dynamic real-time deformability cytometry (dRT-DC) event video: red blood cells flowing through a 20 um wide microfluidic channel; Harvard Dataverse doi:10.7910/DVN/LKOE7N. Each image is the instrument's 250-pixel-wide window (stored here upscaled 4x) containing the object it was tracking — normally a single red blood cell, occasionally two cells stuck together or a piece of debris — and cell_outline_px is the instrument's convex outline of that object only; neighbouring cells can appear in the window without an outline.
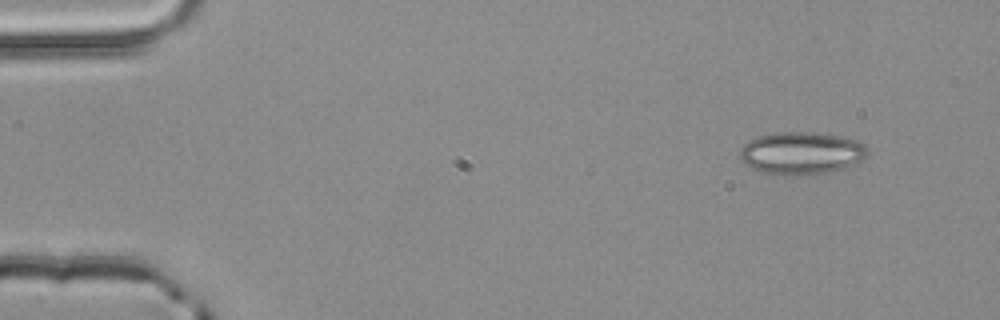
{"species": "common noctule bat (a hibernating species)", "species_latin": "Nyctalus noctula", "temperature_condition": "room temperature", "stored_images_in_passage": 3, "camera_frame_rate_fps": 3000, "um_per_image_px": 0.085, "animal": {"sex": "male", "body_mass_g": 20.4}, "frame": {"image": 1, "passage_image": 1, "time_ms": 0.0, "image_size_px": [1000, 320], "cell_outline_px": [[868, 152], [856, 164], [844, 168], [828, 172], [800, 176], [788, 176], [764, 172], [752, 168], [744, 164], [740, 160], [740, 148], [748, 140], [756, 136], [776, 132], [812, 132], [840, 136], [856, 140], [864, 144], [868, 148]], "centroid_in_image_um": [68.09, 13.02], "position_along_channel_um": 16.9, "area_um2": 31.91}}